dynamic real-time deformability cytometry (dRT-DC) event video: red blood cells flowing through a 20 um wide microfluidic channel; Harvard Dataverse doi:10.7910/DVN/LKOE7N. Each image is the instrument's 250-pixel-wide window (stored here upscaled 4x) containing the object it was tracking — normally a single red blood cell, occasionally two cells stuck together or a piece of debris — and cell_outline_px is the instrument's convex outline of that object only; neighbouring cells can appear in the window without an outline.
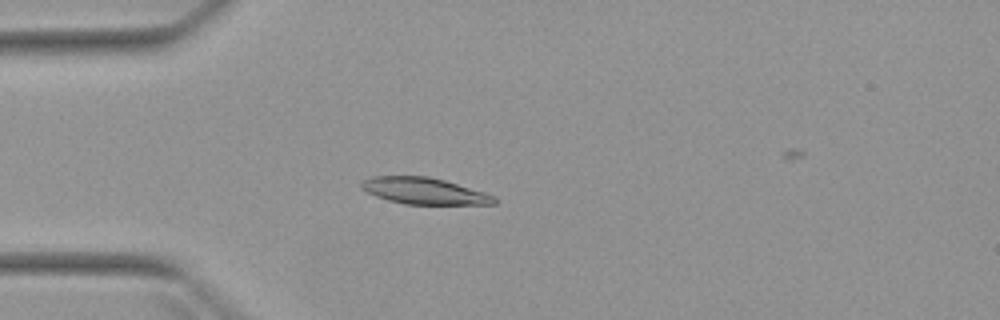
{"species": "Egyptian fruit bat (a non-hibernating species)", "species_latin": "Rousettus aegyptiacus", "temperature_condition": "warm", "stored_images_in_passage": 4, "camera_frame_rate_fps": 3000, "um_per_image_px": 0.085, "animal": {"sex": "female"}, "frame": {"image": 1, "passage_image": 4, "time_ms": 4.0, "image_size_px": [1000, 320], "cell_outline_px": [[496, 204], [404, 204], [388, 200], [376, 196], [360, 188], [360, 180], [372, 176], [428, 176], [444, 180], [484, 192], [496, 196]], "centroid_in_image_um": [36.02, 16.22], "position_along_channel_um": 49.0, "area_um2": 20.52}}